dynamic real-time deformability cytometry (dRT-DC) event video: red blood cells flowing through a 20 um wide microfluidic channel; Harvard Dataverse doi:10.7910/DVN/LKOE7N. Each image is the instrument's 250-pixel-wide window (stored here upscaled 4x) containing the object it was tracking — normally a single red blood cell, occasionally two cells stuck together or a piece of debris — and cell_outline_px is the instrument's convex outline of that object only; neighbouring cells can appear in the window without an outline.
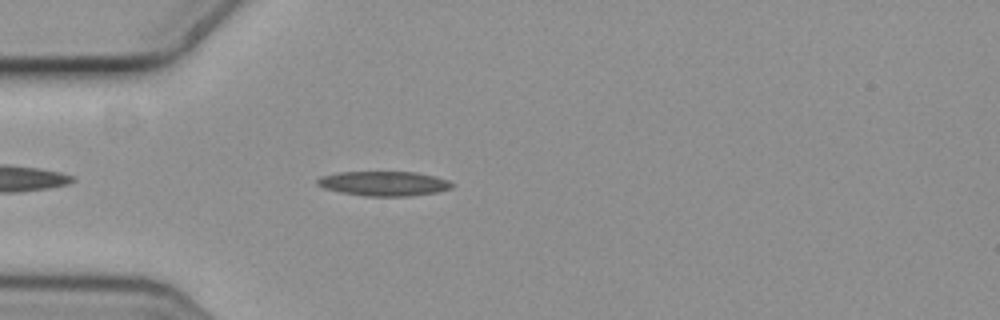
{"species": "common noctule bat (a hibernating species)", "species_latin": "Nyctalus noctula", "temperature_condition": "cold", "stored_images_in_passage": 5, "camera_frame_rate_fps": 3000, "um_per_image_px": 0.085, "animal": {"sex": "female", "body_mass_g": 19.3, "forearm_length_mm": 54.1}, "frame": {"image": 1, "passage_image": 3, "time_ms": 0.667, "image_size_px": [1000, 320], "cell_outline_px": [[452, 188], [440, 192], [408, 196], [364, 196], [340, 192], [324, 188], [316, 184], [316, 180], [320, 176], [336, 172], [416, 172], [448, 180], [452, 184]], "centroid_in_image_um": [32.59, 15.6], "position_along_channel_um": 52.4, "area_um2": 19.36}}
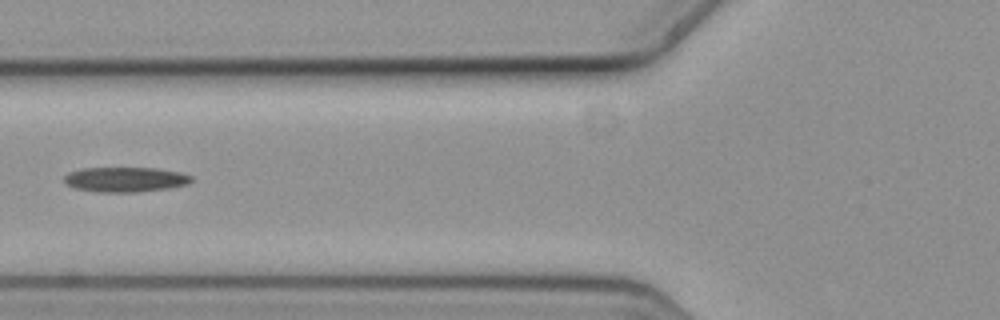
{"frame": {"image": 2, "passage_image": 5, "time_ms": 1.333, "image_size_px": [1000, 320], "cell_outline_px": [[192, 180], [188, 184], [168, 188], [136, 192], [100, 192], [76, 188], [68, 184], [64, 180], [64, 176], [68, 172], [84, 168], [156, 168], [180, 172], [192, 176]], "centroid_in_image_um": [10.67, 15.25], "position_along_channel_um": 115.1, "area_um2": 18.32}}